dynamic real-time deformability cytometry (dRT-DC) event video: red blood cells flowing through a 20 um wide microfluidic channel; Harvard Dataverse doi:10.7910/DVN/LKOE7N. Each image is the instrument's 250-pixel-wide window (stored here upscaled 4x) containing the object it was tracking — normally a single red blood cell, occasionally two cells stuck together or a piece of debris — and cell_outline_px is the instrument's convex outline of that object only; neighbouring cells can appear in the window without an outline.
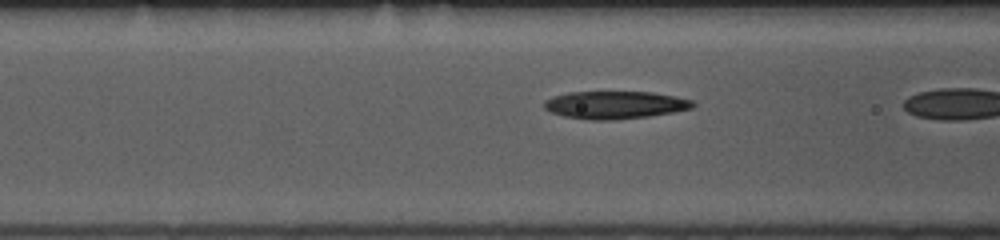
{"species": "common noctule bat (a hibernating species)", "species_latin": "Nyctalus noctula", "temperature_condition": "room temperature", "stored_images_in_passage": 18, "camera_frame_rate_fps": 3000, "um_per_image_px": 0.085, "animal": {"sex": "female", "body_mass_g": 10.0, "forearm_length_mm": 53.1}, "frame": {"image": 1, "passage_image": 17, "time_ms": 5.333, "image_size_px": [1000, 240], "cell_outline_px": [[696, 104], [692, 108], [672, 112], [648, 116], [616, 120], [592, 120], [564, 116], [552, 112], [544, 108], [544, 100], [552, 96], [568, 92], [652, 92], [676, 96], [692, 100]], "centroid_in_image_um": [52.27, 8.91], "position_along_channel_um": 114.3, "area_um2": 23.99}}